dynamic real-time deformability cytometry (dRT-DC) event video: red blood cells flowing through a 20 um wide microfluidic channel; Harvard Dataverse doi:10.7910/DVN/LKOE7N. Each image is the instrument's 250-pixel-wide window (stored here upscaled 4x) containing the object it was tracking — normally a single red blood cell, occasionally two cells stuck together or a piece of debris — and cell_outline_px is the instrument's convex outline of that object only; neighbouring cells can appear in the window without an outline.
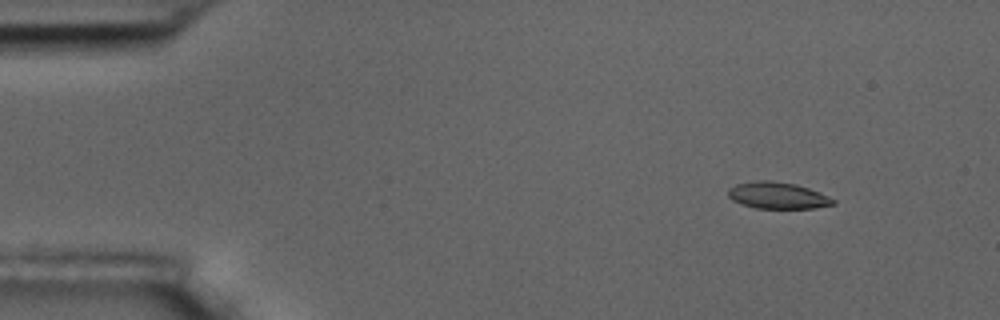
{"species": "common noctule bat (a hibernating species)", "species_latin": "Nyctalus noctula", "temperature_condition": "room temperature", "stored_images_in_passage": 4, "camera_frame_rate_fps": 3000, "um_per_image_px": 0.085, "animal": {"sex": "male", "body_mass_g": 17.5, "forearm_length_mm": 52.3}, "frame": {"image": 1, "passage_image": 2, "time_ms": 1.333, "image_size_px": [1000, 320], "cell_outline_px": [[836, 204], [816, 208], [756, 208], [732, 200], [728, 196], [728, 188], [736, 184], [756, 180], [772, 180], [796, 184], [820, 192], [836, 200]], "centroid_in_image_um": [66.12, 16.6], "position_along_channel_um": 18.9, "area_um2": 16.36}}